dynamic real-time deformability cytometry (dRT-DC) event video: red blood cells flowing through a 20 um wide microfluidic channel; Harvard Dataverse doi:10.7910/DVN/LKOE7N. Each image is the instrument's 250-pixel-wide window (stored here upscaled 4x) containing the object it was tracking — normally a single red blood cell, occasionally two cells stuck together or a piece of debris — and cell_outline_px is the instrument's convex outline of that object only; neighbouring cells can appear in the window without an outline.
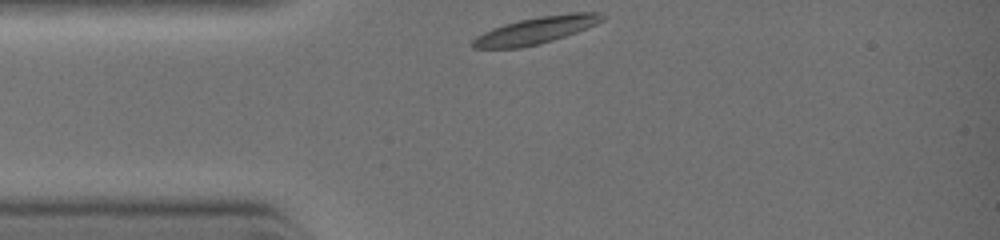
{"species": "common noctule bat (a hibernating species)", "species_latin": "Nyctalus noctula", "temperature_condition": "warm", "stored_images_in_passage": 6, "camera_frame_rate_fps": 3000, "um_per_image_px": 0.085, "animal": {"sex": "female", "body_mass_g": 19.0, "forearm_length_mm": 51.5}, "frame": {"image": 1, "passage_image": 1, "time_ms": 0.0, "image_size_px": [1000, 240], "cell_outline_px": [[604, 20], [588, 28], [552, 40], [520, 48], [472, 48], [472, 40], [476, 36], [492, 28], [504, 24], [520, 20], [540, 16], [572, 12], [600, 12], [604, 16]], "centroid_in_image_um": [45.57, 2.56], "position_along_channel_um": 39.4, "area_um2": 20.17}}